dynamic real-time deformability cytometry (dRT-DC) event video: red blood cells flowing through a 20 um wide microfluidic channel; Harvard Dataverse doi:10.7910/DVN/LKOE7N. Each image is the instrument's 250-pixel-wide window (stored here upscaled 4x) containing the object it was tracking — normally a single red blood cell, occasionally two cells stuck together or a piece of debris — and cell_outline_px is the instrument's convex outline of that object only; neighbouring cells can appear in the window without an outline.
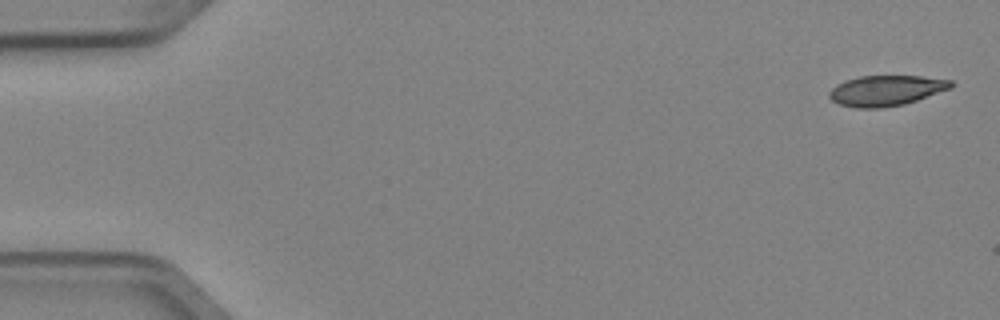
{"species": "Egyptian fruit bat (a non-hibernating species)", "species_latin": "Rousettus aegyptiacus", "temperature_condition": "cold", "stored_images_in_passage": 5, "camera_frame_rate_fps": 3000, "um_per_image_px": 0.085, "animal": {"sex": "female"}, "frame": {"image": 1, "passage_image": 1, "time_ms": 0.0, "image_size_px": [1000, 320], "cell_outline_px": [[956, 84], [952, 88], [904, 104], [880, 108], [856, 108], [840, 104], [832, 100], [828, 96], [828, 92], [836, 84], [844, 80], [860, 76], [920, 76], [952, 80]], "centroid_in_image_um": [75.32, 7.69], "position_along_channel_um": 9.7, "area_um2": 21.68}}
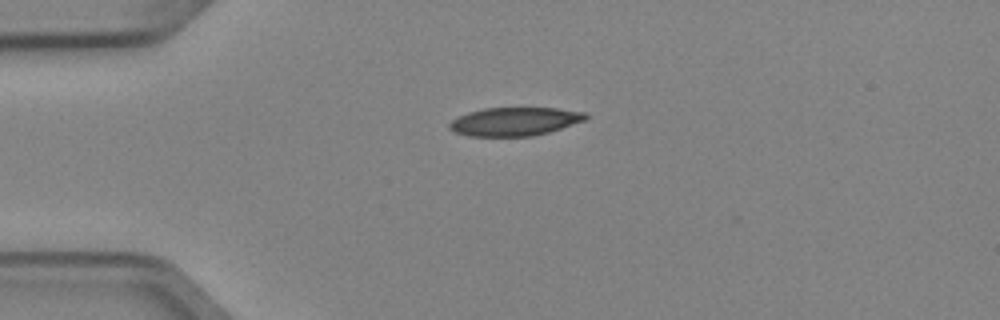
{"frame": {"image": 2, "passage_image": 4, "time_ms": 1.0, "image_size_px": [1000, 320], "cell_outline_px": [[588, 116], [584, 120], [548, 132], [532, 136], [468, 136], [456, 132], [448, 128], [448, 124], [452, 120], [468, 112], [484, 108], [556, 108], [584, 112]], "centroid_in_image_um": [43.71, 10.33], "position_along_channel_um": 41.3, "area_um2": 22.31}}